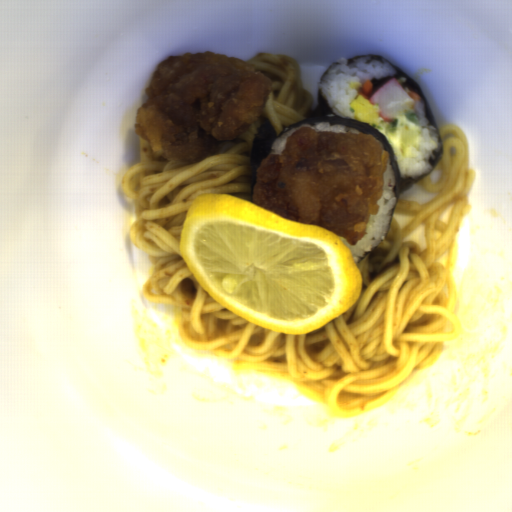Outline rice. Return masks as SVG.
<instances>
[{
    "instance_id": "652b925c",
    "label": "rice",
    "mask_w": 512,
    "mask_h": 512,
    "mask_svg": "<svg viewBox=\"0 0 512 512\" xmlns=\"http://www.w3.org/2000/svg\"><path fill=\"white\" fill-rule=\"evenodd\" d=\"M394 68L389 62H378L375 59L359 58L354 62H348L347 58L340 57L337 64L330 67L322 76L317 85L330 109L338 116L355 120L350 103L359 96V90L367 79L392 77ZM417 115L416 126L420 133L421 143L417 154L412 156L401 155V132L386 133V121L382 119L379 126L355 120L375 128L387 140L397 163L400 177H408L414 180L431 174L429 164L434 153L441 150V142L437 130L432 125L425 112L424 102L413 103L411 109Z\"/></svg>"
},
{
    "instance_id": "023b6e5f",
    "label": "rice",
    "mask_w": 512,
    "mask_h": 512,
    "mask_svg": "<svg viewBox=\"0 0 512 512\" xmlns=\"http://www.w3.org/2000/svg\"><path fill=\"white\" fill-rule=\"evenodd\" d=\"M396 180L388 156L387 170L383 173V193L377 200L378 212L371 214L366 225L367 234L358 239L355 245H351L344 238L339 237L348 248L354 262L357 264L384 239L392 220L393 209L397 205L394 192Z\"/></svg>"
},
{
    "instance_id": "8eca5e8b",
    "label": "rice",
    "mask_w": 512,
    "mask_h": 512,
    "mask_svg": "<svg viewBox=\"0 0 512 512\" xmlns=\"http://www.w3.org/2000/svg\"><path fill=\"white\" fill-rule=\"evenodd\" d=\"M311 128L315 129L316 131H332V132H351L355 134H360L361 131L357 130L356 128L352 126L347 125H341L336 123H320V124H314V125H307Z\"/></svg>"
},
{
    "instance_id": "acb35da6",
    "label": "rice",
    "mask_w": 512,
    "mask_h": 512,
    "mask_svg": "<svg viewBox=\"0 0 512 512\" xmlns=\"http://www.w3.org/2000/svg\"><path fill=\"white\" fill-rule=\"evenodd\" d=\"M299 128L290 129L289 131H287L286 133H284L283 135L278 137L275 140V142L272 144V146H271L267 156L272 155V154H276V153H282V151H283V149L285 147V144H286V142L288 140V137L291 134H293L295 131H297Z\"/></svg>"
}]
</instances>
